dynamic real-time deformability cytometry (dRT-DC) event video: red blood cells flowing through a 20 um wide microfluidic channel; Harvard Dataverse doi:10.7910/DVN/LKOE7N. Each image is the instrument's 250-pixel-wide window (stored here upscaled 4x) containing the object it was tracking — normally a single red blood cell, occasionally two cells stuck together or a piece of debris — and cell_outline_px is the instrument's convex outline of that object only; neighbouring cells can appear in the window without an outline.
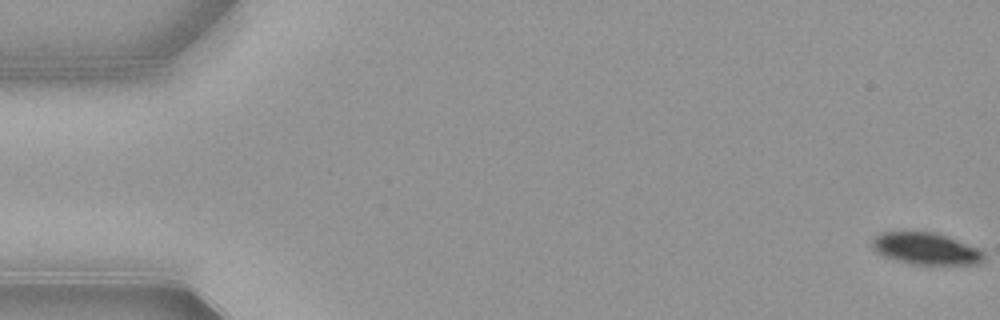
{"species": "common noctule bat (a hibernating species)", "species_latin": "Nyctalus noctula", "temperature_condition": "warm", "stored_images_in_passage": 54, "camera_frame_rate_fps": 3000, "um_per_image_px": 0.085, "animal": {"sex": "female", "body_mass_g": 21.9}, "frame": {"image": 1, "passage_image": 1, "time_ms": 0.0, "image_size_px": [1000, 320], "cell_outline_px": [[984, 260], [980, 264], [912, 264], [896, 260], [884, 256], [876, 252], [868, 244], [880, 232], [936, 232], [976, 248], [984, 252]], "centroid_in_image_um": [78.65, 21.14], "position_along_channel_um": 6.3, "area_um2": 20.63}}
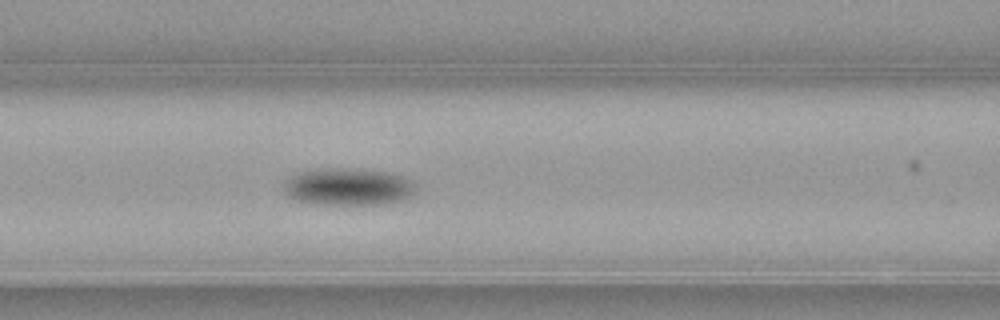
{"frame": {"image": 2, "passage_image": 23, "time_ms": 7.333, "image_size_px": [1000, 320], "cell_outline_px": [[412, 192], [408, 200], [384, 204], [308, 204], [296, 200], [288, 196], [284, 192], [284, 180], [288, 176], [296, 172], [308, 168], [348, 168], [388, 172], [404, 176], [412, 184]], "centroid_in_image_um": [29.49, 15.87], "position_along_channel_um": 137.1, "area_um2": 29.13}}
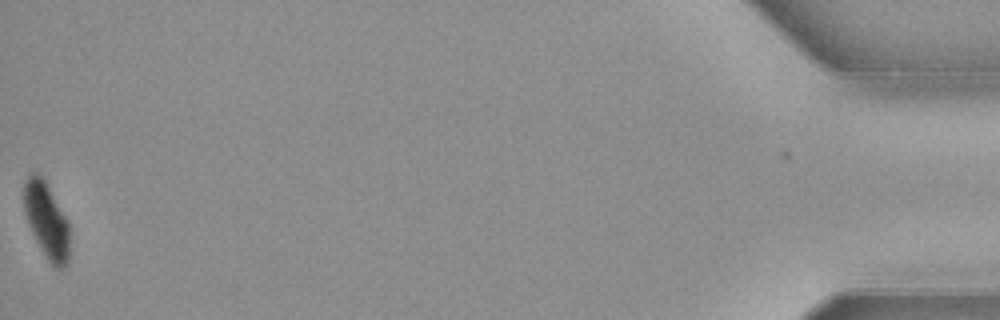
{"frame": {"image": 3, "passage_image": 54, "time_ms": 17.667, "image_size_px": [1000, 320], "cell_outline_px": [[68, 264], [64, 268], [56, 268], [48, 260], [40, 248], [28, 224], [24, 212], [24, 180], [28, 172], [36, 172], [44, 180], [68, 220]], "centroid_in_image_um": [3.93, 18.71], "position_along_channel_um": 431.3, "area_um2": 20.0}, "authors_computed_cell_mechanics": {"area_um2": 24.5072, "velocity_mm_per_s": 3.8721, "shape_relaxation_time_tau1_ms": 2.2661, "shape_relaxation_time_tau2_ms": 4.8198, "deformation_change_tau1": 0.1243, "deformation_change_tau2": 0.0332}}